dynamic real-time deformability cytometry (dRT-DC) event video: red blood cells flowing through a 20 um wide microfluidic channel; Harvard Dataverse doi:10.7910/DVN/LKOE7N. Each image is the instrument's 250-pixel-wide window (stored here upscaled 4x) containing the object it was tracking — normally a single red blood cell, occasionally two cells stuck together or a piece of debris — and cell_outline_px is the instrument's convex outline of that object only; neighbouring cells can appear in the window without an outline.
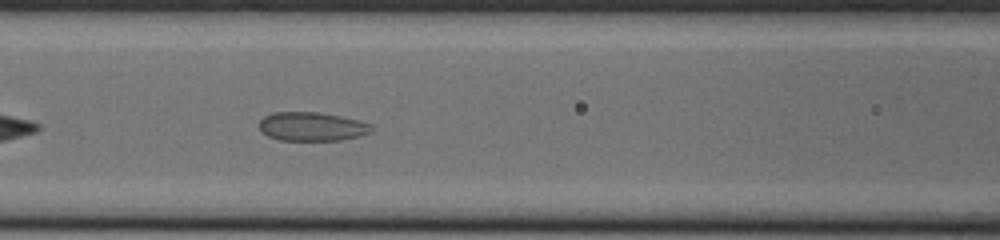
{"species": "common noctule bat (a hibernating species)", "species_latin": "Nyctalus noctula", "temperature_condition": "cold", "stored_images_in_passage": 33, "camera_frame_rate_fps": 3000, "um_per_image_px": 0.085, "animal": {"sex": "male", "body_mass_g": 20.0, "forearm_length_mm": 53.3}, "frame": {"image": 1, "passage_image": 10, "time_ms": 3.0, "image_size_px": [1000, 240], "cell_outline_px": [[372, 132], [360, 136], [340, 140], [280, 140], [268, 136], [260, 132], [260, 120], [264, 116], [272, 112], [320, 112], [340, 116], [372, 124]], "centroid_in_image_um": [26.5, 10.75], "position_along_channel_um": 140.1, "area_um2": 18.9}}